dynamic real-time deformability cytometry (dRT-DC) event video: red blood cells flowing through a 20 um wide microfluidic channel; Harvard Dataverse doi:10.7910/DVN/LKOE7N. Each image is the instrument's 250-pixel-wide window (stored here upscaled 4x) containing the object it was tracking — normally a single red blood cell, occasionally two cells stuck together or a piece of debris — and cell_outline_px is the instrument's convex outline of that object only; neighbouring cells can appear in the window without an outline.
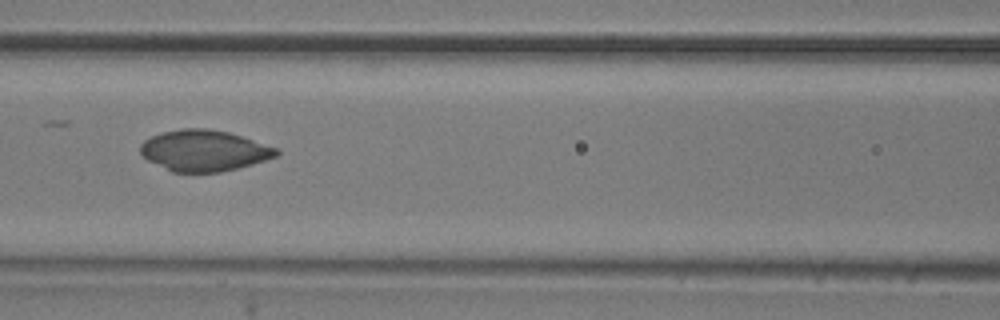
{"species": "common noctule bat (a hibernating species)", "species_latin": "Nyctalus noctula", "temperature_condition": "room temperature", "stored_images_in_passage": 5, "camera_frame_rate_fps": 3000, "um_per_image_px": 0.085, "animal": {"sex": "male", "body_mass_g": 20.5, "forearm_length_mm": 52.5}, "frame": {"image": 1, "passage_image": 5, "time_ms": 1.333, "image_size_px": [1000, 320], "cell_outline_px": [[280, 152], [276, 156], [252, 164], [220, 172], [172, 172], [148, 160], [140, 152], [140, 144], [144, 140], [160, 132], [184, 128], [204, 128], [228, 132], [280, 148]], "centroid_in_image_um": [17.35, 12.79], "position_along_channel_um": 149.3, "area_um2": 32.48}}